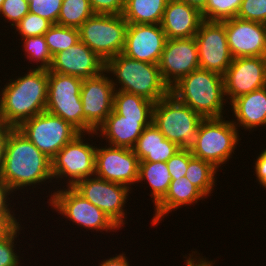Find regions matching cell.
<instances>
[{
	"instance_id": "52a82bcc",
	"label": "cell",
	"mask_w": 266,
	"mask_h": 266,
	"mask_svg": "<svg viewBox=\"0 0 266 266\" xmlns=\"http://www.w3.org/2000/svg\"><path fill=\"white\" fill-rule=\"evenodd\" d=\"M87 135L88 137L92 136L91 139L97 137L98 140L96 132L80 133L51 159L53 181L55 179L54 182H57L58 185L61 181L60 188L63 184H65L63 187H73L84 178L95 175L97 144L96 141L94 144L90 138L88 140L92 144L88 142L85 138Z\"/></svg>"
},
{
	"instance_id": "4316f807",
	"label": "cell",
	"mask_w": 266,
	"mask_h": 266,
	"mask_svg": "<svg viewBox=\"0 0 266 266\" xmlns=\"http://www.w3.org/2000/svg\"><path fill=\"white\" fill-rule=\"evenodd\" d=\"M168 0H125L122 16L128 24H160Z\"/></svg>"
},
{
	"instance_id": "5b68a950",
	"label": "cell",
	"mask_w": 266,
	"mask_h": 266,
	"mask_svg": "<svg viewBox=\"0 0 266 266\" xmlns=\"http://www.w3.org/2000/svg\"><path fill=\"white\" fill-rule=\"evenodd\" d=\"M204 118L172 94L154 103L152 122L159 131L179 149L191 150Z\"/></svg>"
},
{
	"instance_id": "d6986e66",
	"label": "cell",
	"mask_w": 266,
	"mask_h": 266,
	"mask_svg": "<svg viewBox=\"0 0 266 266\" xmlns=\"http://www.w3.org/2000/svg\"><path fill=\"white\" fill-rule=\"evenodd\" d=\"M166 40L160 24H128L123 54L141 62L158 64Z\"/></svg>"
},
{
	"instance_id": "f35d334b",
	"label": "cell",
	"mask_w": 266,
	"mask_h": 266,
	"mask_svg": "<svg viewBox=\"0 0 266 266\" xmlns=\"http://www.w3.org/2000/svg\"><path fill=\"white\" fill-rule=\"evenodd\" d=\"M166 164L172 180H178L184 177L189 164V150L180 149Z\"/></svg>"
},
{
	"instance_id": "e575fe53",
	"label": "cell",
	"mask_w": 266,
	"mask_h": 266,
	"mask_svg": "<svg viewBox=\"0 0 266 266\" xmlns=\"http://www.w3.org/2000/svg\"><path fill=\"white\" fill-rule=\"evenodd\" d=\"M53 24L37 14L29 12L13 28L20 38L44 35Z\"/></svg>"
},
{
	"instance_id": "b9f144b4",
	"label": "cell",
	"mask_w": 266,
	"mask_h": 266,
	"mask_svg": "<svg viewBox=\"0 0 266 266\" xmlns=\"http://www.w3.org/2000/svg\"><path fill=\"white\" fill-rule=\"evenodd\" d=\"M254 162V173L256 174V180L261 187L266 190V148H264L258 156H256Z\"/></svg>"
},
{
	"instance_id": "f6af8a7d",
	"label": "cell",
	"mask_w": 266,
	"mask_h": 266,
	"mask_svg": "<svg viewBox=\"0 0 266 266\" xmlns=\"http://www.w3.org/2000/svg\"><path fill=\"white\" fill-rule=\"evenodd\" d=\"M18 221L20 222L19 217L16 216H0V238L22 223Z\"/></svg>"
},
{
	"instance_id": "ab89813d",
	"label": "cell",
	"mask_w": 266,
	"mask_h": 266,
	"mask_svg": "<svg viewBox=\"0 0 266 266\" xmlns=\"http://www.w3.org/2000/svg\"><path fill=\"white\" fill-rule=\"evenodd\" d=\"M95 14L122 15L125 0H89Z\"/></svg>"
},
{
	"instance_id": "83f0119b",
	"label": "cell",
	"mask_w": 266,
	"mask_h": 266,
	"mask_svg": "<svg viewBox=\"0 0 266 266\" xmlns=\"http://www.w3.org/2000/svg\"><path fill=\"white\" fill-rule=\"evenodd\" d=\"M154 102L135 94L115 90L113 110L126 118L153 119Z\"/></svg>"
},
{
	"instance_id": "4dcf8cb0",
	"label": "cell",
	"mask_w": 266,
	"mask_h": 266,
	"mask_svg": "<svg viewBox=\"0 0 266 266\" xmlns=\"http://www.w3.org/2000/svg\"><path fill=\"white\" fill-rule=\"evenodd\" d=\"M24 51V58L29 60V63H35L38 69H49L52 63L53 56L51 55L44 35L21 38ZM39 63V64H38Z\"/></svg>"
},
{
	"instance_id": "6da1fadb",
	"label": "cell",
	"mask_w": 266,
	"mask_h": 266,
	"mask_svg": "<svg viewBox=\"0 0 266 266\" xmlns=\"http://www.w3.org/2000/svg\"><path fill=\"white\" fill-rule=\"evenodd\" d=\"M0 179L16 192L15 194L17 191L23 193L26 189H32L33 193V188L36 189L38 184L41 186L44 183H53L52 161L21 131L14 128L6 143Z\"/></svg>"
},
{
	"instance_id": "484cf974",
	"label": "cell",
	"mask_w": 266,
	"mask_h": 266,
	"mask_svg": "<svg viewBox=\"0 0 266 266\" xmlns=\"http://www.w3.org/2000/svg\"><path fill=\"white\" fill-rule=\"evenodd\" d=\"M146 180V181H145ZM172 181L166 162H140L137 184L148 183L150 197L156 206L166 195Z\"/></svg>"
},
{
	"instance_id": "3957f363",
	"label": "cell",
	"mask_w": 266,
	"mask_h": 266,
	"mask_svg": "<svg viewBox=\"0 0 266 266\" xmlns=\"http://www.w3.org/2000/svg\"><path fill=\"white\" fill-rule=\"evenodd\" d=\"M105 71L111 75L115 90L139 95L154 103L170 94L158 64L141 62L120 53L105 62Z\"/></svg>"
},
{
	"instance_id": "74e56055",
	"label": "cell",
	"mask_w": 266,
	"mask_h": 266,
	"mask_svg": "<svg viewBox=\"0 0 266 266\" xmlns=\"http://www.w3.org/2000/svg\"><path fill=\"white\" fill-rule=\"evenodd\" d=\"M63 0H30L29 12L57 24Z\"/></svg>"
},
{
	"instance_id": "8d00e7d4",
	"label": "cell",
	"mask_w": 266,
	"mask_h": 266,
	"mask_svg": "<svg viewBox=\"0 0 266 266\" xmlns=\"http://www.w3.org/2000/svg\"><path fill=\"white\" fill-rule=\"evenodd\" d=\"M237 17L266 25V0H242Z\"/></svg>"
},
{
	"instance_id": "7bdbcfd3",
	"label": "cell",
	"mask_w": 266,
	"mask_h": 266,
	"mask_svg": "<svg viewBox=\"0 0 266 266\" xmlns=\"http://www.w3.org/2000/svg\"><path fill=\"white\" fill-rule=\"evenodd\" d=\"M14 128V126L9 125L4 121L0 120V168L4 159L8 137Z\"/></svg>"
},
{
	"instance_id": "ac0fdd59",
	"label": "cell",
	"mask_w": 266,
	"mask_h": 266,
	"mask_svg": "<svg viewBox=\"0 0 266 266\" xmlns=\"http://www.w3.org/2000/svg\"><path fill=\"white\" fill-rule=\"evenodd\" d=\"M226 37L233 57L266 56V25L238 17L225 20Z\"/></svg>"
},
{
	"instance_id": "836d02e7",
	"label": "cell",
	"mask_w": 266,
	"mask_h": 266,
	"mask_svg": "<svg viewBox=\"0 0 266 266\" xmlns=\"http://www.w3.org/2000/svg\"><path fill=\"white\" fill-rule=\"evenodd\" d=\"M22 229L21 224L15 226L0 238V266H21L25 264L21 262L23 257L16 251L17 243H15L18 242L17 237H19Z\"/></svg>"
},
{
	"instance_id": "ba28073f",
	"label": "cell",
	"mask_w": 266,
	"mask_h": 266,
	"mask_svg": "<svg viewBox=\"0 0 266 266\" xmlns=\"http://www.w3.org/2000/svg\"><path fill=\"white\" fill-rule=\"evenodd\" d=\"M51 194V195H50ZM49 194L47 199L51 210H55L58 215L71 221L84 229L99 231L104 234L121 230L101 209L83 198L72 187L57 188ZM75 223V224H74Z\"/></svg>"
},
{
	"instance_id": "d4e9b609",
	"label": "cell",
	"mask_w": 266,
	"mask_h": 266,
	"mask_svg": "<svg viewBox=\"0 0 266 266\" xmlns=\"http://www.w3.org/2000/svg\"><path fill=\"white\" fill-rule=\"evenodd\" d=\"M140 162H167L180 149L169 141L152 122L145 127L132 148Z\"/></svg>"
},
{
	"instance_id": "ee69618b",
	"label": "cell",
	"mask_w": 266,
	"mask_h": 266,
	"mask_svg": "<svg viewBox=\"0 0 266 266\" xmlns=\"http://www.w3.org/2000/svg\"><path fill=\"white\" fill-rule=\"evenodd\" d=\"M189 255V256H188ZM186 254L183 256L185 258V265L186 266H213L215 265L214 263L216 262L215 260H208L205 256L201 257L200 253H197V251H192V253ZM198 255V256H197ZM197 256V257H196Z\"/></svg>"
},
{
	"instance_id": "277c9868",
	"label": "cell",
	"mask_w": 266,
	"mask_h": 266,
	"mask_svg": "<svg viewBox=\"0 0 266 266\" xmlns=\"http://www.w3.org/2000/svg\"><path fill=\"white\" fill-rule=\"evenodd\" d=\"M170 94L203 118L224 117L228 109L223 76L201 68L181 78Z\"/></svg>"
},
{
	"instance_id": "7c38bea8",
	"label": "cell",
	"mask_w": 266,
	"mask_h": 266,
	"mask_svg": "<svg viewBox=\"0 0 266 266\" xmlns=\"http://www.w3.org/2000/svg\"><path fill=\"white\" fill-rule=\"evenodd\" d=\"M72 188L101 209L120 229L128 223L126 219L129 212L125 206L132 189L126 185L109 182L94 175L77 182Z\"/></svg>"
},
{
	"instance_id": "d6a6232c",
	"label": "cell",
	"mask_w": 266,
	"mask_h": 266,
	"mask_svg": "<svg viewBox=\"0 0 266 266\" xmlns=\"http://www.w3.org/2000/svg\"><path fill=\"white\" fill-rule=\"evenodd\" d=\"M242 0H208L201 11L205 21H224L237 17Z\"/></svg>"
},
{
	"instance_id": "7a4b0ae2",
	"label": "cell",
	"mask_w": 266,
	"mask_h": 266,
	"mask_svg": "<svg viewBox=\"0 0 266 266\" xmlns=\"http://www.w3.org/2000/svg\"><path fill=\"white\" fill-rule=\"evenodd\" d=\"M33 67L28 68L24 75L10 78L4 87H0V120L15 128L23 121L45 112L48 70L37 69L34 64Z\"/></svg>"
},
{
	"instance_id": "cb8c5ba5",
	"label": "cell",
	"mask_w": 266,
	"mask_h": 266,
	"mask_svg": "<svg viewBox=\"0 0 266 266\" xmlns=\"http://www.w3.org/2000/svg\"><path fill=\"white\" fill-rule=\"evenodd\" d=\"M206 198L186 177L172 180L165 197L153 208L154 214L151 224L157 227L170 212L177 211L182 206L197 204L200 200L203 201V199L205 201Z\"/></svg>"
},
{
	"instance_id": "e0dca14e",
	"label": "cell",
	"mask_w": 266,
	"mask_h": 266,
	"mask_svg": "<svg viewBox=\"0 0 266 266\" xmlns=\"http://www.w3.org/2000/svg\"><path fill=\"white\" fill-rule=\"evenodd\" d=\"M158 66L169 88L184 76L199 69L195 37L167 39Z\"/></svg>"
},
{
	"instance_id": "5bb4252c",
	"label": "cell",
	"mask_w": 266,
	"mask_h": 266,
	"mask_svg": "<svg viewBox=\"0 0 266 266\" xmlns=\"http://www.w3.org/2000/svg\"><path fill=\"white\" fill-rule=\"evenodd\" d=\"M195 40L198 46L199 67L223 76L233 60L227 42L225 20H204Z\"/></svg>"
},
{
	"instance_id": "9a60e30c",
	"label": "cell",
	"mask_w": 266,
	"mask_h": 266,
	"mask_svg": "<svg viewBox=\"0 0 266 266\" xmlns=\"http://www.w3.org/2000/svg\"><path fill=\"white\" fill-rule=\"evenodd\" d=\"M139 163L131 148L97 145L95 176L134 189L132 185L138 181Z\"/></svg>"
},
{
	"instance_id": "bcb514c9",
	"label": "cell",
	"mask_w": 266,
	"mask_h": 266,
	"mask_svg": "<svg viewBox=\"0 0 266 266\" xmlns=\"http://www.w3.org/2000/svg\"><path fill=\"white\" fill-rule=\"evenodd\" d=\"M128 257L126 256V254L124 252L119 253L118 255L116 254L113 257H108L107 259H104L101 261V263L99 262V266H130L128 261Z\"/></svg>"
},
{
	"instance_id": "2e32d148",
	"label": "cell",
	"mask_w": 266,
	"mask_h": 266,
	"mask_svg": "<svg viewBox=\"0 0 266 266\" xmlns=\"http://www.w3.org/2000/svg\"><path fill=\"white\" fill-rule=\"evenodd\" d=\"M223 81L228 104L242 95L266 86V56L233 59L223 75Z\"/></svg>"
},
{
	"instance_id": "7402d4cb",
	"label": "cell",
	"mask_w": 266,
	"mask_h": 266,
	"mask_svg": "<svg viewBox=\"0 0 266 266\" xmlns=\"http://www.w3.org/2000/svg\"><path fill=\"white\" fill-rule=\"evenodd\" d=\"M153 119H131L117 114L114 110L96 130L97 136L113 147L133 148L145 127Z\"/></svg>"
},
{
	"instance_id": "603a6c76",
	"label": "cell",
	"mask_w": 266,
	"mask_h": 266,
	"mask_svg": "<svg viewBox=\"0 0 266 266\" xmlns=\"http://www.w3.org/2000/svg\"><path fill=\"white\" fill-rule=\"evenodd\" d=\"M229 105L233 114L227 118L237 128L253 132L266 127V86L234 99Z\"/></svg>"
},
{
	"instance_id": "f1b7e54d",
	"label": "cell",
	"mask_w": 266,
	"mask_h": 266,
	"mask_svg": "<svg viewBox=\"0 0 266 266\" xmlns=\"http://www.w3.org/2000/svg\"><path fill=\"white\" fill-rule=\"evenodd\" d=\"M217 169L212 163L196 158L189 150V164L186 177L191 184L198 188L207 198L211 196L217 183Z\"/></svg>"
},
{
	"instance_id": "1f68e13d",
	"label": "cell",
	"mask_w": 266,
	"mask_h": 266,
	"mask_svg": "<svg viewBox=\"0 0 266 266\" xmlns=\"http://www.w3.org/2000/svg\"><path fill=\"white\" fill-rule=\"evenodd\" d=\"M44 36L52 56L67 50L80 40L78 28L58 24H53Z\"/></svg>"
},
{
	"instance_id": "9c48e42d",
	"label": "cell",
	"mask_w": 266,
	"mask_h": 266,
	"mask_svg": "<svg viewBox=\"0 0 266 266\" xmlns=\"http://www.w3.org/2000/svg\"><path fill=\"white\" fill-rule=\"evenodd\" d=\"M127 27L122 15L94 14L78 29L80 41L106 62L123 53Z\"/></svg>"
},
{
	"instance_id": "30bf717a",
	"label": "cell",
	"mask_w": 266,
	"mask_h": 266,
	"mask_svg": "<svg viewBox=\"0 0 266 266\" xmlns=\"http://www.w3.org/2000/svg\"><path fill=\"white\" fill-rule=\"evenodd\" d=\"M83 80L48 70V91L45 111L61 117L80 133H84V112L81 101Z\"/></svg>"
},
{
	"instance_id": "4fadbf2b",
	"label": "cell",
	"mask_w": 266,
	"mask_h": 266,
	"mask_svg": "<svg viewBox=\"0 0 266 266\" xmlns=\"http://www.w3.org/2000/svg\"><path fill=\"white\" fill-rule=\"evenodd\" d=\"M114 92L110 75L106 71L83 79L80 96L84 112V133L96 132L105 122L113 111Z\"/></svg>"
},
{
	"instance_id": "7dc6e473",
	"label": "cell",
	"mask_w": 266,
	"mask_h": 266,
	"mask_svg": "<svg viewBox=\"0 0 266 266\" xmlns=\"http://www.w3.org/2000/svg\"><path fill=\"white\" fill-rule=\"evenodd\" d=\"M178 1L189 4L190 6H193L197 9H199L200 11H202L205 8V6L208 2V0H178Z\"/></svg>"
},
{
	"instance_id": "44dd1931",
	"label": "cell",
	"mask_w": 266,
	"mask_h": 266,
	"mask_svg": "<svg viewBox=\"0 0 266 266\" xmlns=\"http://www.w3.org/2000/svg\"><path fill=\"white\" fill-rule=\"evenodd\" d=\"M203 21L199 9L178 0H168L160 25L167 39H180L195 37Z\"/></svg>"
},
{
	"instance_id": "d590c367",
	"label": "cell",
	"mask_w": 266,
	"mask_h": 266,
	"mask_svg": "<svg viewBox=\"0 0 266 266\" xmlns=\"http://www.w3.org/2000/svg\"><path fill=\"white\" fill-rule=\"evenodd\" d=\"M28 13V0H4L0 9V17H3V21L9 22V25L11 24V29Z\"/></svg>"
},
{
	"instance_id": "60d3db41",
	"label": "cell",
	"mask_w": 266,
	"mask_h": 266,
	"mask_svg": "<svg viewBox=\"0 0 266 266\" xmlns=\"http://www.w3.org/2000/svg\"><path fill=\"white\" fill-rule=\"evenodd\" d=\"M9 196L14 198L13 196L16 195H14V192L10 189V187L0 179V216H16L15 211L13 210L15 209L13 208L15 204L13 202V206H11L12 204L10 203L12 200H10Z\"/></svg>"
},
{
	"instance_id": "f546056e",
	"label": "cell",
	"mask_w": 266,
	"mask_h": 266,
	"mask_svg": "<svg viewBox=\"0 0 266 266\" xmlns=\"http://www.w3.org/2000/svg\"><path fill=\"white\" fill-rule=\"evenodd\" d=\"M94 14L89 0H63L57 24L79 28Z\"/></svg>"
},
{
	"instance_id": "8fae6325",
	"label": "cell",
	"mask_w": 266,
	"mask_h": 266,
	"mask_svg": "<svg viewBox=\"0 0 266 266\" xmlns=\"http://www.w3.org/2000/svg\"><path fill=\"white\" fill-rule=\"evenodd\" d=\"M17 129L50 159L80 134L70 123L46 111L23 121Z\"/></svg>"
},
{
	"instance_id": "8992f818",
	"label": "cell",
	"mask_w": 266,
	"mask_h": 266,
	"mask_svg": "<svg viewBox=\"0 0 266 266\" xmlns=\"http://www.w3.org/2000/svg\"><path fill=\"white\" fill-rule=\"evenodd\" d=\"M240 128L226 117L204 118L198 129L191 153L194 157L212 163L217 169L233 157L240 141ZM239 142V143H238Z\"/></svg>"
},
{
	"instance_id": "ffe728a7",
	"label": "cell",
	"mask_w": 266,
	"mask_h": 266,
	"mask_svg": "<svg viewBox=\"0 0 266 266\" xmlns=\"http://www.w3.org/2000/svg\"><path fill=\"white\" fill-rule=\"evenodd\" d=\"M48 70L83 80L105 71V61L79 40L67 50L55 54Z\"/></svg>"
},
{
	"instance_id": "c3c4849f",
	"label": "cell",
	"mask_w": 266,
	"mask_h": 266,
	"mask_svg": "<svg viewBox=\"0 0 266 266\" xmlns=\"http://www.w3.org/2000/svg\"><path fill=\"white\" fill-rule=\"evenodd\" d=\"M3 2H4V0H0V9L2 7Z\"/></svg>"
}]
</instances>
